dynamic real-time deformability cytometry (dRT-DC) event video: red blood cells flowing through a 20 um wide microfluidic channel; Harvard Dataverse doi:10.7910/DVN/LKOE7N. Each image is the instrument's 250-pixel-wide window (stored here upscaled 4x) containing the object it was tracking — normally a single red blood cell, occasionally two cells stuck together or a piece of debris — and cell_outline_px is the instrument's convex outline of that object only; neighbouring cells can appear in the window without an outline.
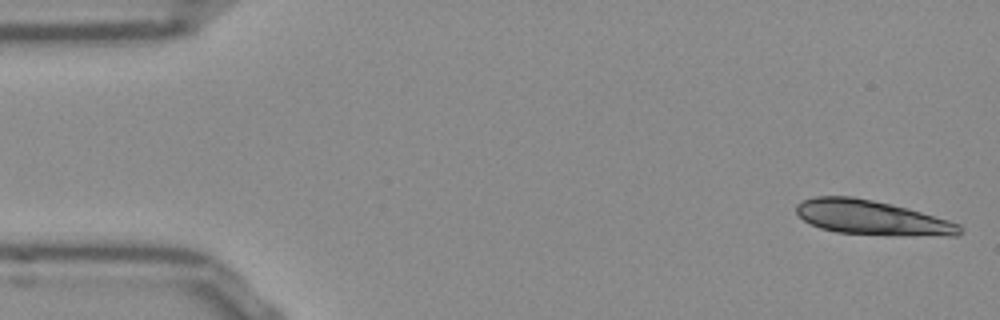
{"species": "Egyptian fruit bat (a non-hibernating species)", "species_latin": "Rousettus aegyptiacus", "temperature_condition": "room temperature", "stored_images_in_passage": 52, "camera_frame_rate_fps": 3000, "um_per_image_px": 0.085, "frame": {"image": 1, "passage_image": 1, "time_ms": 0.0, "image_size_px": [1000, 320], "cell_outline_px": [[960, 232], [956, 236], [888, 236], [836, 232], [820, 228], [804, 220], [796, 212], [796, 204], [804, 200], [816, 196], [852, 196], [872, 200], [908, 208], [948, 220], [960, 224]], "centroid_in_image_um": [74.12, 18.52], "position_along_channel_um": 10.9, "area_um2": 33.0}}
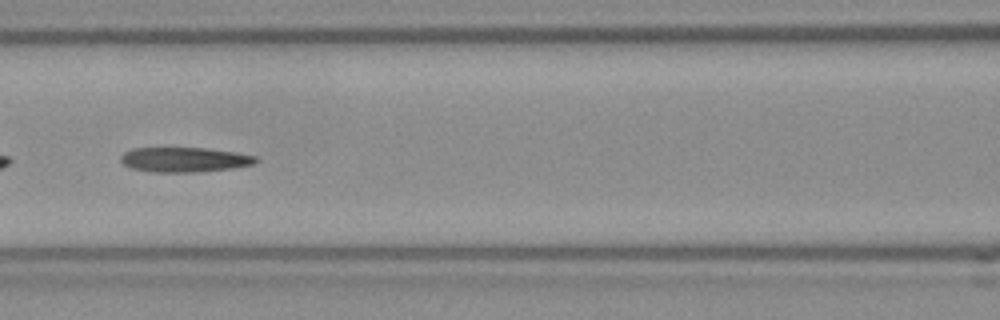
{"frame": {"image": 2, "passage_image": 22, "time_ms": 7.0, "image_size_px": [1000, 320], "cell_outline_px": [[260, 160], [252, 164], [232, 168], [200, 172], [152, 172], [132, 168], [124, 164], [120, 160], [120, 156], [124, 152], [132, 148], [204, 148], [236, 152], [256, 156]], "centroid_in_image_um": [15.68, 13.57], "position_along_channel_um": 150.9, "area_um2": 19.54}}
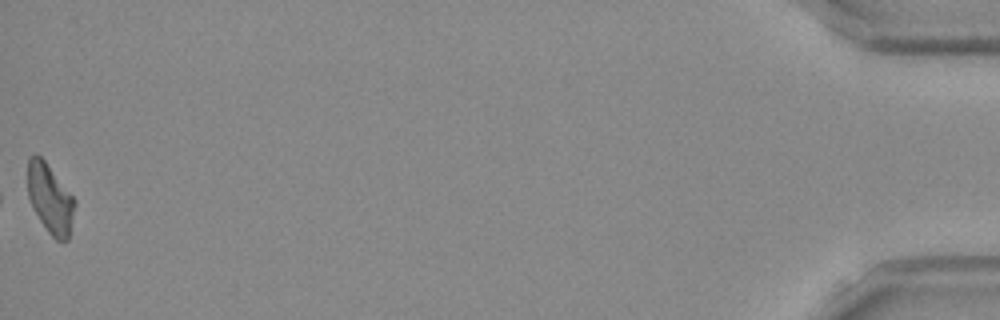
{"frame": {"image": 3, "passage_image": 52, "time_ms": 17.0, "image_size_px": [1000, 320], "cell_outline_px": [[76, 204], [68, 240], [56, 240], [48, 232], [40, 220], [28, 196], [28, 160], [36, 152], [44, 160], [76, 200]], "centroid_in_image_um": [4.27, 16.89], "position_along_channel_um": 430.9, "area_um2": 18.73}}